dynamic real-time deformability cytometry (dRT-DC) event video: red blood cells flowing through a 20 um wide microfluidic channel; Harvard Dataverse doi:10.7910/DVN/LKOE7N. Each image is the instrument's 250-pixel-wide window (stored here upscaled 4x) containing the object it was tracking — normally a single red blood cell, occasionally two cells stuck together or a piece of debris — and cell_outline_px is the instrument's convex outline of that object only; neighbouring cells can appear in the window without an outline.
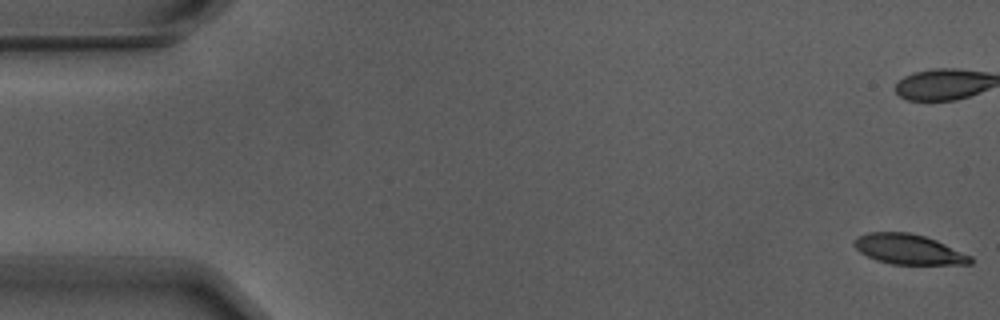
{"species": "Egyptian fruit bat (a non-hibernating species)", "species_latin": "Rousettus aegyptiacus", "temperature_condition": "warm", "stored_images_in_passage": 53, "camera_frame_rate_fps": 3000, "um_per_image_px": 0.085, "animal": {"sex": "male"}, "frame": {"image": 1, "passage_image": 1, "time_ms": 0.0, "image_size_px": [1000, 320], "cell_outline_px": [[972, 264], [892, 264], [876, 260], [860, 252], [852, 244], [852, 240], [868, 232], [908, 232], [924, 236], [936, 240], [972, 256]], "centroid_in_image_um": [77.22, 21.19], "position_along_channel_um": 7.8, "area_um2": 20.29}, "authors_computed_cell_mechanics": {"area_um2": 22.4842, "velocity_mm_per_s": 3.6838, "shape_relaxation_time_tau1_ms": 2.1375, "shape_relaxation_time_tau2_ms": 1.1291, "deformation_change_tau1": 0.1625, "deformation_change_tau2": 0.0789}}